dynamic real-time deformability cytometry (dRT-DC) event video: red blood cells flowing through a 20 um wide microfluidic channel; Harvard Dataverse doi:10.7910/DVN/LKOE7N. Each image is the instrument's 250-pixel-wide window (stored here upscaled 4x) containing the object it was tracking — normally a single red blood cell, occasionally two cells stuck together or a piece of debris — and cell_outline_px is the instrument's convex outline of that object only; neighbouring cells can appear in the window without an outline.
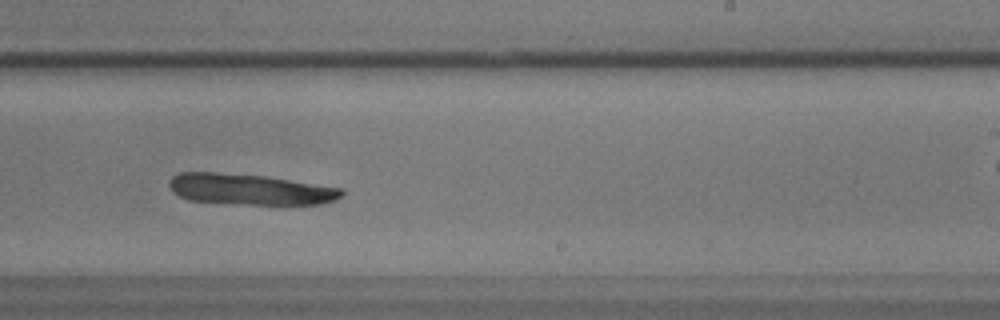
{"species": "common noctule bat (a hibernating species)", "species_latin": "Nyctalus noctula", "temperature_condition": "warm", "stored_images_in_passage": 40, "camera_frame_rate_fps": 3000, "um_per_image_px": 0.085, "animal": {"sex": "male", "body_mass_g": 17.9}, "frame": {"image": 1, "passage_image": 23, "time_ms": 7.333, "image_size_px": [1000, 320], "cell_outline_px": [[344, 192], [336, 200], [320, 204], [248, 204], [188, 200], [172, 192], [168, 184], [172, 176], [180, 172], [216, 172], [264, 176], [340, 188]], "centroid_in_image_um": [21.19, 16.09], "position_along_channel_um": 267.8, "area_um2": 30.69}}